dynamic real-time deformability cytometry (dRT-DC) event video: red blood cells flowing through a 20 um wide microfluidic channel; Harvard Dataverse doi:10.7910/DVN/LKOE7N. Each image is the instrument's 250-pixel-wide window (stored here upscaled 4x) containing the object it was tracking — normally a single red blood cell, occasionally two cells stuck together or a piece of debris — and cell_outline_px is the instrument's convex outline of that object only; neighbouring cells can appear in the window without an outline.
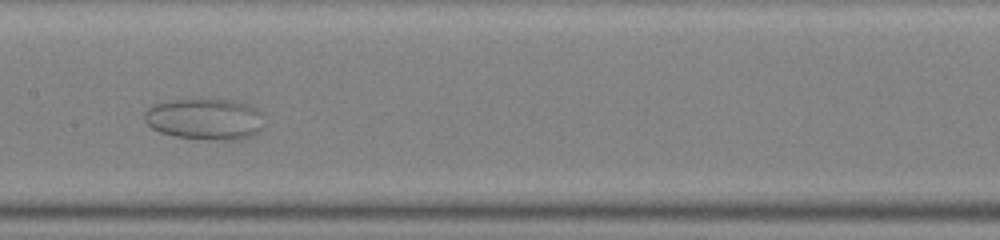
{"species": "common noctule bat (a hibernating species)", "species_latin": "Nyctalus noctula", "temperature_condition": "warm", "stored_images_in_passage": 40, "camera_frame_rate_fps": 3000, "um_per_image_px": 0.085, "animal": {"sex": "male", "body_mass_g": 19.0, "forearm_length_mm": 50.8}, "frame": {"image": 1, "passage_image": 15, "time_ms": 4.667, "image_size_px": [1000, 240], "cell_outline_px": [[260, 112], [256, 132], [252, 136], [240, 140], [216, 140], [172, 136], [160, 132], [152, 128], [144, 120], [144, 112], [152, 104], [168, 100], [228, 100], [248, 104]], "centroid_in_image_um": [17.31, 10.13], "position_along_channel_um": 190.1, "area_um2": 28.32}}
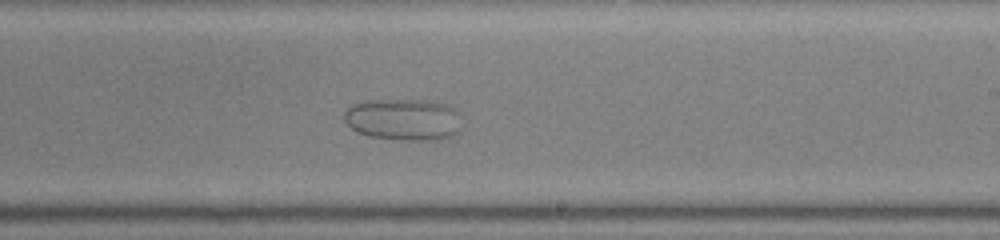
{"frame": {"image": 2, "passage_image": 20, "time_ms": 6.333, "image_size_px": [1000, 240], "cell_outline_px": [[456, 132], [452, 136], [440, 140], [408, 140], [368, 136], [352, 128], [344, 120], [344, 112], [352, 104], [364, 100], [424, 100], [444, 104], [452, 108], [456, 112]], "centroid_in_image_um": [34.21, 10.15], "position_along_channel_um": 254.8, "area_um2": 28.03}}